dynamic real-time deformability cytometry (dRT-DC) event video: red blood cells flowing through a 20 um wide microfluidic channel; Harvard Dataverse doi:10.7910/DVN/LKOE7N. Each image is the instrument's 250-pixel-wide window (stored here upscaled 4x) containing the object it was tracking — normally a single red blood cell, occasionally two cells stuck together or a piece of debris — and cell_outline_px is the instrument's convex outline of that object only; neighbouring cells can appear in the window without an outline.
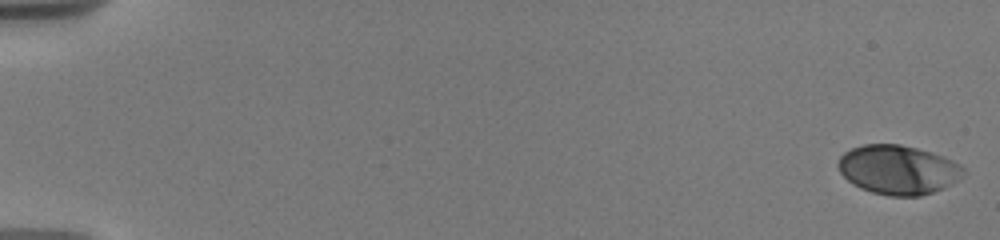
{"species": "human", "species_latin": "Homo sapiens", "temperature_condition": "warm", "stored_images_in_passage": 36, "camera_frame_rate_fps": 3000, "um_per_image_px": 0.085, "donor": {"sex": "male"}, "frame": {"image": 1, "passage_image": 1, "time_ms": 0.0, "image_size_px": [1000, 240], "cell_outline_px": [[964, 176], [944, 188], [920, 196], [888, 196], [872, 192], [860, 188], [852, 184], [840, 172], [836, 164], [840, 156], [844, 152], [852, 148], [864, 144], [900, 144], [932, 152], [944, 156], [960, 164], [964, 168]], "centroid_in_image_um": [76.33, 14.43], "position_along_channel_um": 8.7, "area_um2": 36.13}}
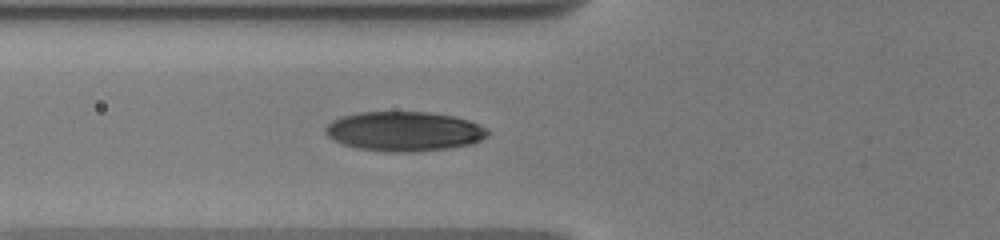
{"frame": {"image": 2, "passage_image": 25, "time_ms": 7.0, "image_size_px": [1000, 240], "cell_outline_px": [[488, 136], [472, 144], [448, 148], [412, 152], [388, 152], [356, 148], [332, 140], [324, 132], [324, 128], [332, 120], [340, 116], [360, 112], [428, 112], [452, 116], [468, 120], [480, 124], [488, 128]], "centroid_in_image_um": [34.34, 11.16], "position_along_channel_um": 91.5, "area_um2": 37.63}}
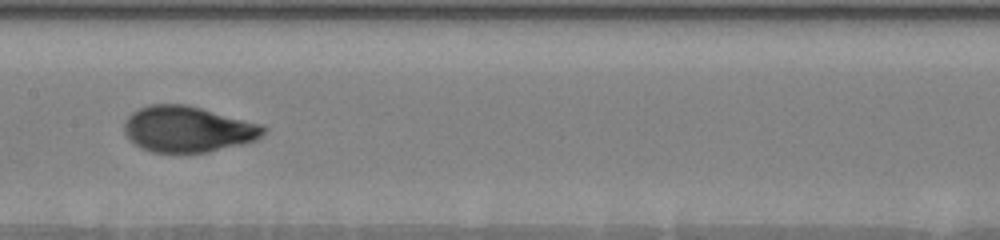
{"frame": {"image": 3, "passage_image": 35, "time_ms": 9.667, "image_size_px": [1000, 240], "cell_outline_px": [[268, 128], [256, 140], [208, 152], [152, 152], [140, 148], [124, 132], [124, 120], [132, 112], [148, 104], [188, 104], [260, 124]], "centroid_in_image_um": [15.94, 10.96], "position_along_channel_um": 191.5, "area_um2": 37.11}}